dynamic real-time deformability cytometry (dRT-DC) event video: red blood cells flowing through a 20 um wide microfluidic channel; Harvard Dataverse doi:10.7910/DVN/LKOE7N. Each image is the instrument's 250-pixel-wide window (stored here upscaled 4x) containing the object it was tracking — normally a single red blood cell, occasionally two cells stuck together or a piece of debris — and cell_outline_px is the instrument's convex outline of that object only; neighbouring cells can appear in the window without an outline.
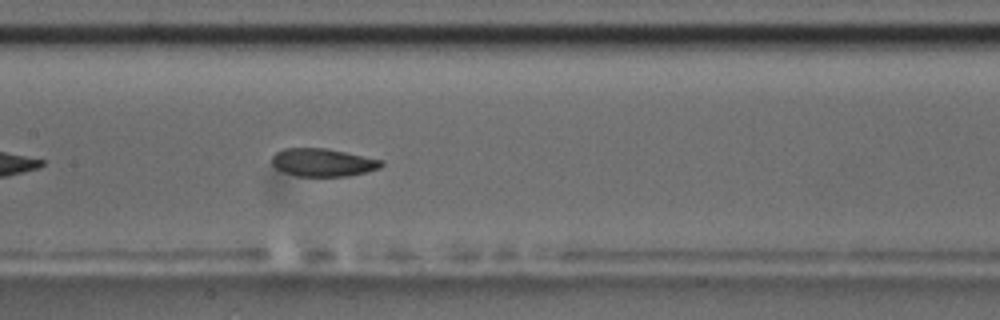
{"species": "common noctule bat (a hibernating species)", "species_latin": "Nyctalus noctula", "temperature_condition": "room temperature", "stored_images_in_passage": 40, "camera_frame_rate_fps": 3000, "um_per_image_px": 0.085, "animal": {"sex": "male", "body_mass_g": 17.5, "forearm_length_mm": 52.3}, "frame": {"image": 1, "passage_image": 12, "time_ms": 3.667, "image_size_px": [1000, 320], "cell_outline_px": [[384, 164], [380, 168], [348, 176], [296, 176], [284, 172], [276, 168], [272, 164], [272, 156], [276, 152], [284, 148], [324, 148], [384, 160]], "centroid_in_image_um": [27.43, 13.81], "position_along_channel_um": 180.0, "area_um2": 17.74}, "authors_computed_cell_mechanics": {"area_um2": 19.074, "velocity_mm_per_s": 3.7055, "shape_relaxation_time_tau1_ms": null, "shape_relaxation_time_tau2_ms": 1.6043, "deformation_change_tau1": null, "deformation_change_tau2": 0.0698}}